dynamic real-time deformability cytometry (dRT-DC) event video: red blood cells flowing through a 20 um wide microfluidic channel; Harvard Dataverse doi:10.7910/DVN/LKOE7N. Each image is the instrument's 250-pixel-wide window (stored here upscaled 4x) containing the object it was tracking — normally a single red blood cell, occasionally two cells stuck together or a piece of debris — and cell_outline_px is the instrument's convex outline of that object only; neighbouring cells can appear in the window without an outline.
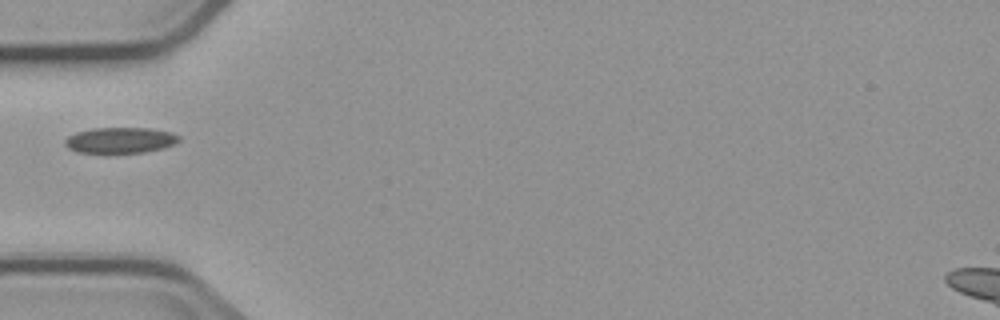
{"species": "common noctule bat (a hibernating species)", "species_latin": "Nyctalus noctula", "temperature_condition": "cold", "stored_images_in_passage": 1, "camera_frame_rate_fps": 3000, "um_per_image_px": 0.085, "animal": {"sex": "male", "body_mass_g": 23.1, "forearm_length_mm": 52.7}, "frame": {"image": 1, "passage_image": 1, "time_ms": 0.0, "image_size_px": [1000, 320], "cell_outline_px": [[180, 140], [164, 148], [144, 152], [76, 152], [68, 148], [64, 144], [64, 140], [68, 136], [76, 132], [92, 128], [148, 128], [172, 132], [180, 136]], "centroid_in_image_um": [10.21, 11.91], "position_along_channel_um": 74.8, "area_um2": 17.05}}